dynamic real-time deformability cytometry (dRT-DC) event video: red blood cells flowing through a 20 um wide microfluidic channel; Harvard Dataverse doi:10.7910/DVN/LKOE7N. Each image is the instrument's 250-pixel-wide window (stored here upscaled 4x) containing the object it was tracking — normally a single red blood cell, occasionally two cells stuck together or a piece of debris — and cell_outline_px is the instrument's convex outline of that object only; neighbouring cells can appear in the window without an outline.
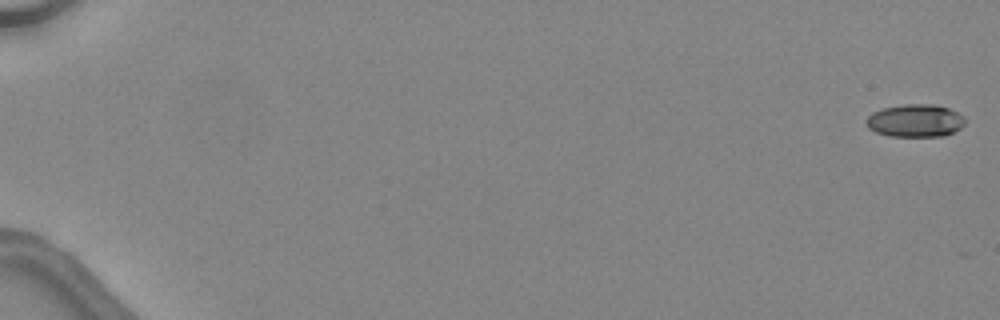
{"species": "common noctule bat (a hibernating species)", "species_latin": "Nyctalus noctula", "temperature_condition": "warm", "stored_images_in_passage": 18, "camera_frame_rate_fps": 3000, "um_per_image_px": 0.085, "animal": {"sex": "female", "body_mass_g": 24.6, "forearm_length_mm": 56.2}, "frame": {"image": 1, "passage_image": 1, "time_ms": 0.0, "image_size_px": [1000, 320], "cell_outline_px": [[964, 124], [960, 128], [944, 136], [888, 136], [876, 132], [868, 128], [864, 120], [872, 112], [884, 108], [904, 104], [932, 104], [948, 108], [964, 116]], "centroid_in_image_um": [77.76, 10.25], "position_along_channel_um": 7.2, "area_um2": 18.84}}
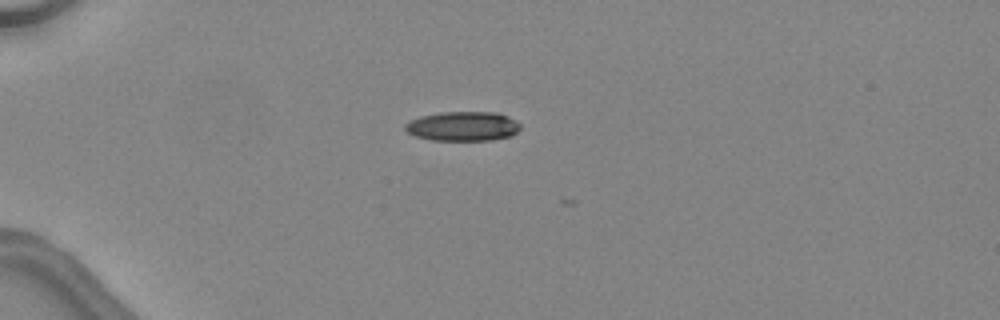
{"frame": {"image": 2, "passage_image": 15, "time_ms": 4.667, "image_size_px": [1000, 320], "cell_outline_px": [[520, 128], [512, 136], [492, 140], [432, 140], [412, 136], [404, 128], [404, 124], [420, 116], [440, 112], [496, 112], [508, 116], [516, 120], [520, 124]], "centroid_in_image_um": [39.34, 10.73], "position_along_channel_um": 45.7, "area_um2": 19.94}}